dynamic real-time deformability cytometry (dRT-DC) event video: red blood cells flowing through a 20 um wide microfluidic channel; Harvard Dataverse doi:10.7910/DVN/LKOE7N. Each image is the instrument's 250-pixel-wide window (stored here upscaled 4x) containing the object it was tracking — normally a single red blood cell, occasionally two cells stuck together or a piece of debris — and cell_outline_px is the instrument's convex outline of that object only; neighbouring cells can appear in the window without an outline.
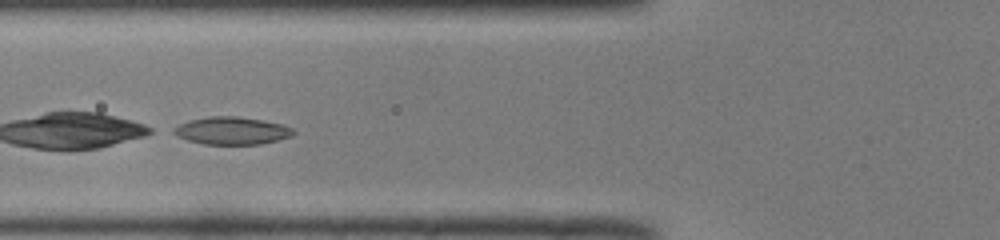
{"species": "common noctule bat (a hibernating species)", "species_latin": "Nyctalus noctula", "temperature_condition": "room temperature", "stored_images_in_passage": 43, "camera_frame_rate_fps": 3000, "um_per_image_px": 0.085, "animal": {"sex": "male", "body_mass_g": 19.0, "forearm_length_mm": 50.8}, "frame": {"image": 1, "passage_image": 13, "time_ms": 4.0, "image_size_px": [1000, 240], "cell_outline_px": [[296, 132], [292, 136], [260, 144], [204, 144], [188, 140], [176, 136], [168, 132], [172, 128], [180, 124], [192, 120], [212, 116], [236, 116], [264, 120], [280, 124], [292, 128]], "centroid_in_image_um": [19.67, 11.11], "position_along_channel_um": 106.1, "area_um2": 19.19}}
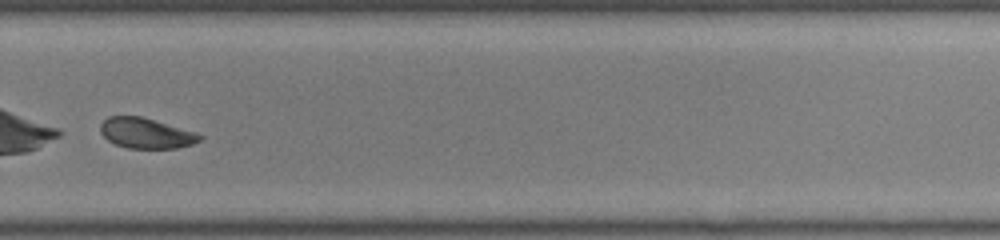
{"frame": {"image": 2, "passage_image": 29, "time_ms": 9.333, "image_size_px": [1000, 240], "cell_outline_px": [[204, 136], [200, 140], [192, 144], [176, 148], [128, 148], [116, 144], [108, 140], [100, 132], [100, 124], [108, 116], [140, 116], [196, 132]], "centroid_in_image_um": [12.41, 11.32], "position_along_channel_um": 317.4, "area_um2": 17.46}}
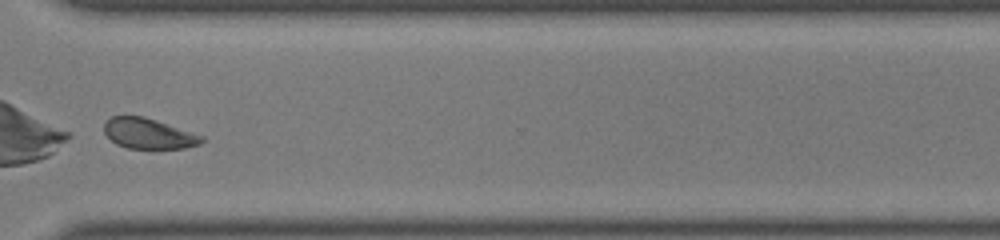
{"frame": {"image": 3, "passage_image": 32, "time_ms": 10.333, "image_size_px": [1000, 240], "cell_outline_px": [[204, 140], [200, 144], [184, 148], [128, 148], [116, 144], [104, 132], [104, 124], [112, 116], [144, 116], [204, 136]], "centroid_in_image_um": [12.63, 11.35], "position_along_channel_um": 358.0, "area_um2": 17.11}}